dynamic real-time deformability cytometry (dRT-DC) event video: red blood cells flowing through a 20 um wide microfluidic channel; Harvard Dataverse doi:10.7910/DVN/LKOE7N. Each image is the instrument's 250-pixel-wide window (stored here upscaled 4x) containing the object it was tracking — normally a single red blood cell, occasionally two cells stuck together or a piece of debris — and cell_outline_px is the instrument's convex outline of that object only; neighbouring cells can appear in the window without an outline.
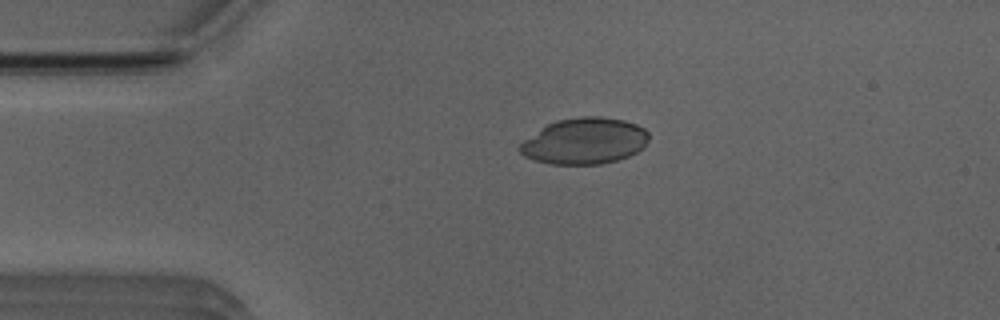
{"species": "Egyptian fruit bat (a non-hibernating species)", "species_latin": "Rousettus aegyptiacus", "temperature_condition": "room temperature", "stored_images_in_passage": 38, "camera_frame_rate_fps": 3000, "um_per_image_px": 0.085, "animal": {"sex": "male"}, "frame": {"image": 1, "passage_image": 1, "time_ms": 0.0, "image_size_px": [1000, 320], "cell_outline_px": [[648, 140], [644, 148], [628, 156], [616, 160], [600, 164], [552, 164], [536, 160], [524, 156], [516, 148], [524, 140], [548, 124], [556, 120], [580, 116], [600, 116], [624, 120], [636, 124], [644, 128], [648, 132]], "centroid_in_image_um": [49.7, 11.98], "position_along_channel_um": 35.3, "area_um2": 34.68}}
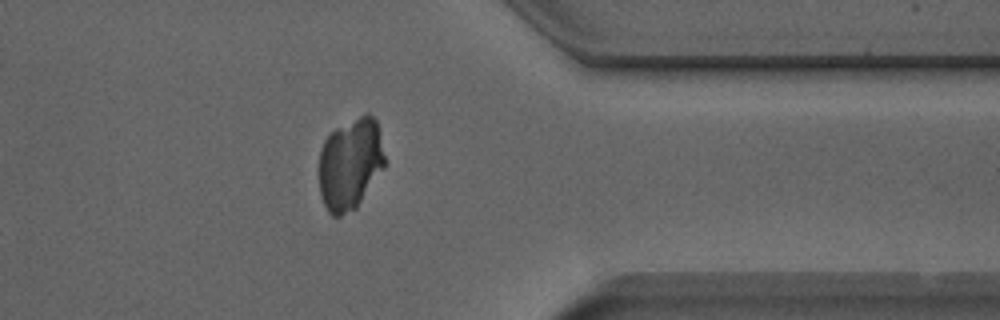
{"frame": {"image": 2, "passage_image": 31, "time_ms": 10.0, "image_size_px": [1000, 320], "cell_outline_px": [[384, 168], [356, 208], [340, 216], [332, 216], [328, 212], [324, 204], [320, 192], [320, 152], [324, 140], [336, 128], [364, 112], [368, 112], [376, 120], [384, 156]], "centroid_in_image_um": [29.77, 13.92], "position_along_channel_um": 381.6, "area_um2": 34.91}}